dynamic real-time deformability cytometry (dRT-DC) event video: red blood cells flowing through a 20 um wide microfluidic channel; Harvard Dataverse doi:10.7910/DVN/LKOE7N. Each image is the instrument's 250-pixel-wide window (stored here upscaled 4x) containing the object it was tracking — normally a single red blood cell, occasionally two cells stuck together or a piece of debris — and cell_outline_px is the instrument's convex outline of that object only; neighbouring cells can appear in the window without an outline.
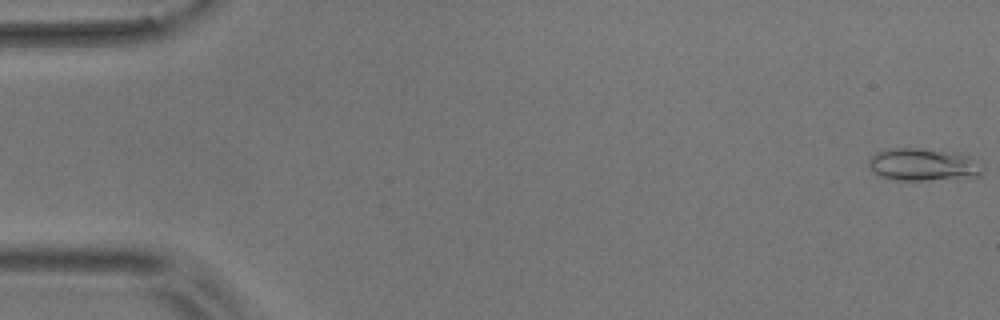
{"species": "common noctule bat (a hibernating species)", "species_latin": "Nyctalus noctula", "temperature_condition": "room temperature", "stored_images_in_passage": 11, "camera_frame_rate_fps": 3000, "um_per_image_px": 0.085, "animal": {"sex": "male", "body_mass_g": 17.9}, "frame": {"image": 1, "passage_image": 1, "time_ms": 0.0, "image_size_px": [1000, 320], "cell_outline_px": [[984, 168], [980, 176], [928, 180], [892, 180], [880, 176], [868, 164], [868, 160], [876, 152], [888, 148], [916, 148], [952, 152], [968, 156], [984, 164]], "centroid_in_image_um": [78.49, 13.99], "position_along_channel_um": 6.5, "area_um2": 21.56}}
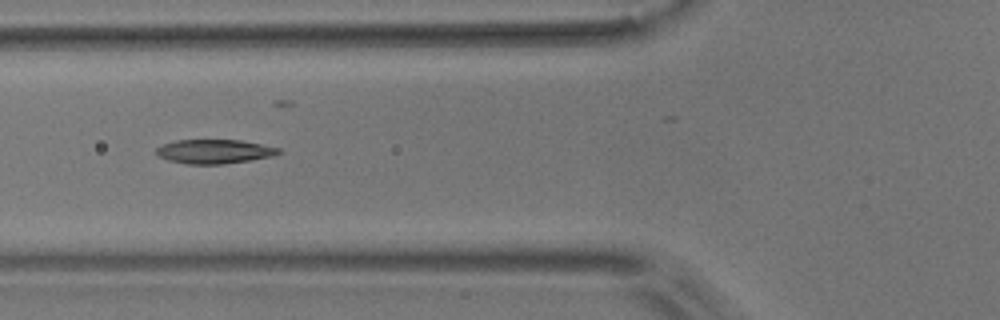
{"frame": {"image": 2, "passage_image": 6, "time_ms": 6.667, "image_size_px": [1000, 320], "cell_outline_px": [[284, 152], [272, 156], [252, 160], [220, 164], [188, 164], [168, 160], [156, 156], [156, 148], [164, 144], [176, 140], [240, 140], [280, 148]], "centroid_in_image_um": [18.23, 12.88], "position_along_channel_um": 107.6, "area_um2": 17.22}}
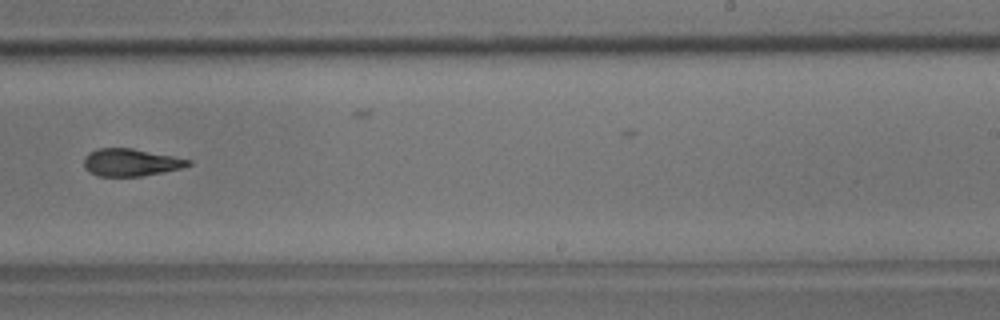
{"frame": {"image": 3, "passage_image": 10, "time_ms": 11.333, "image_size_px": [1000, 320], "cell_outline_px": [[192, 164], [180, 168], [140, 176], [96, 176], [84, 168], [84, 156], [88, 152], [96, 148], [132, 148], [192, 160]], "centroid_in_image_um": [11.06, 13.79], "position_along_channel_um": 277.9, "area_um2": 16.59}}